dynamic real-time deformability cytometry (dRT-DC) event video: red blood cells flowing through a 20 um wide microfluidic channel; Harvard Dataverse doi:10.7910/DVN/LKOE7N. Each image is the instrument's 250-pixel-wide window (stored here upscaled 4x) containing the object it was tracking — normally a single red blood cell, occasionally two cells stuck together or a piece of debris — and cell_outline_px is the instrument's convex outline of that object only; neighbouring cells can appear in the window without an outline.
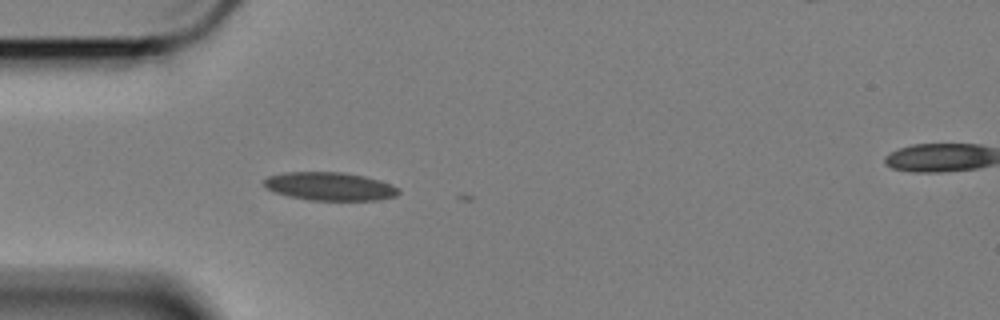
{"species": "Egyptian fruit bat (a non-hibernating species)", "species_latin": "Rousettus aegyptiacus", "temperature_condition": "cold", "stored_images_in_passage": 2, "camera_frame_rate_fps": 3000, "um_per_image_px": 0.085, "animal": {"sex": "female"}, "frame": {"image": 1, "passage_image": 1, "time_ms": 0.0, "image_size_px": [1000, 320], "cell_outline_px": [[400, 192], [396, 196], [380, 200], [308, 200], [288, 196], [276, 192], [268, 188], [264, 184], [264, 180], [268, 176], [284, 172], [344, 172], [364, 176], [380, 180], [400, 188]], "centroid_in_image_um": [28.07, 15.84], "position_along_channel_um": 56.9, "area_um2": 22.2}}